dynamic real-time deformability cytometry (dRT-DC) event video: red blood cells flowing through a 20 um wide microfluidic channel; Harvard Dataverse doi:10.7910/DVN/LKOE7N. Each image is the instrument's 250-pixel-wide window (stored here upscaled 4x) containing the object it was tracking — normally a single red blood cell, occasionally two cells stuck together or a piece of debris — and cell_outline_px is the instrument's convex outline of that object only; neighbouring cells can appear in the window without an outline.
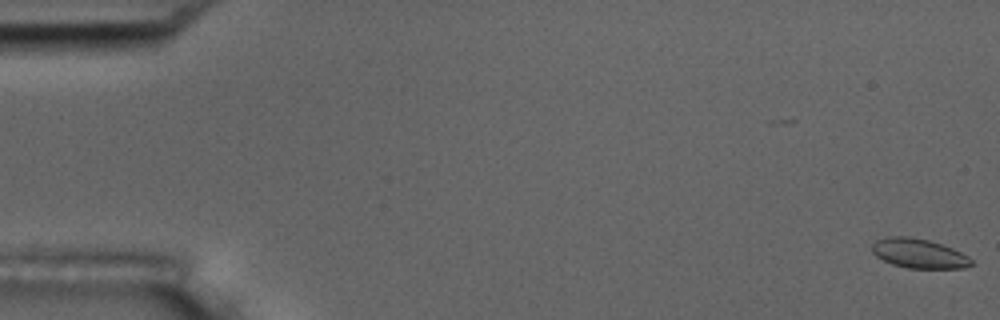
{"species": "common noctule bat (a hibernating species)", "species_latin": "Nyctalus noctula", "temperature_condition": "room temperature", "stored_images_in_passage": 2, "camera_frame_rate_fps": 3000, "um_per_image_px": 0.085, "animal": {"sex": "male", "body_mass_g": 17.5, "forearm_length_mm": 52.3}, "frame": {"image": 1, "passage_image": 2, "time_ms": 0.333, "image_size_px": [1000, 320], "cell_outline_px": [[972, 264], [964, 268], [908, 268], [892, 264], [876, 256], [872, 252], [872, 244], [876, 240], [888, 236], [908, 236], [928, 240], [952, 248], [968, 256], [972, 260]], "centroid_in_image_um": [78.08, 21.54], "position_along_channel_um": 6.9, "area_um2": 16.94}}